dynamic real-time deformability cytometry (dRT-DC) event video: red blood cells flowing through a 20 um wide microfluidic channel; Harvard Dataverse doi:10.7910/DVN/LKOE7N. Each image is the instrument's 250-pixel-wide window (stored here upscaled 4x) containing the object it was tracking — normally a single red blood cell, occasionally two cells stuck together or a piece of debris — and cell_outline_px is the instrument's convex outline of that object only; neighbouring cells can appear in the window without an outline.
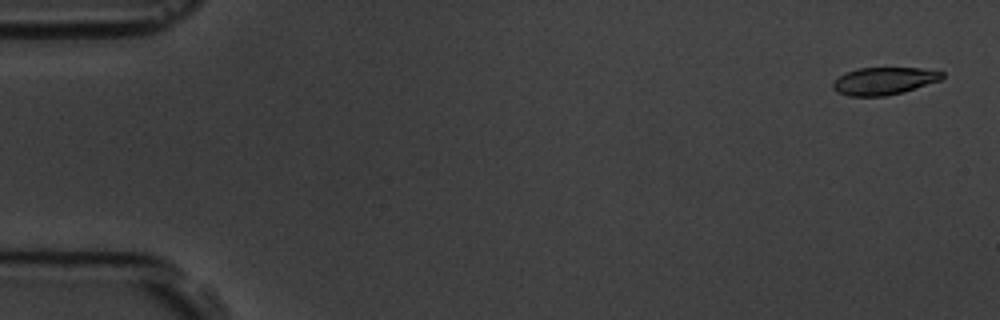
{"species": "common noctule bat (a hibernating species)", "species_latin": "Nyctalus noctula", "temperature_condition": "room temperature", "stored_images_in_passage": 6, "camera_frame_rate_fps": 3000, "um_per_image_px": 0.085, "animal": {"sex": "male", "body_mass_g": 19.5, "forearm_length_mm": 54.6}, "frame": {"image": 1, "passage_image": 1, "time_ms": 0.0, "image_size_px": [1000, 320], "cell_outline_px": [[944, 76], [940, 80], [900, 92], [884, 96], [848, 96], [836, 92], [832, 88], [832, 84], [844, 72], [860, 68], [920, 68], [944, 72]], "centroid_in_image_um": [75.09, 6.87], "position_along_channel_um": 9.9, "area_um2": 17.22}}